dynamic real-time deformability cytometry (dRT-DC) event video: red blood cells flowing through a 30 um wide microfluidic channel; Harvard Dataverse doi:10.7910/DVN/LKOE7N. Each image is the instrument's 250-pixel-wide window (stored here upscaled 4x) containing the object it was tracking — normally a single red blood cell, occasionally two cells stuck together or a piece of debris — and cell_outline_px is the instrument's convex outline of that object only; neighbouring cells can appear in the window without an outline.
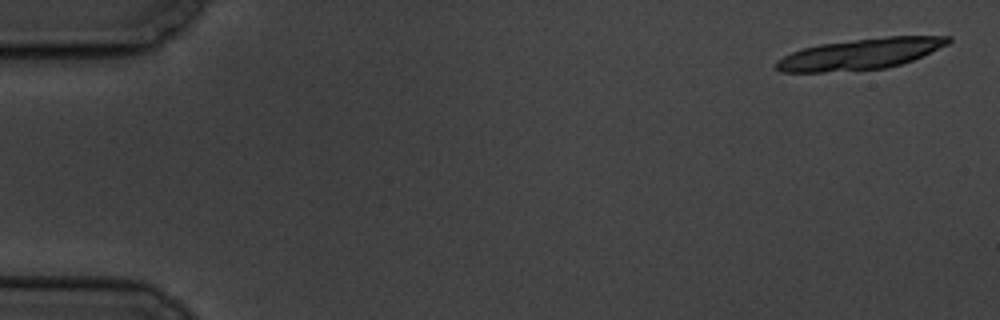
{"species": "common noctule bat (a hibernating species)", "species_latin": "Nyctalus noctula", "temperature_condition": "cold", "stored_images_in_passage": 6, "camera_frame_rate_fps": 3000, "um_per_image_px": 0.085, "animal": {"sex": "male", "body_mass_g": 19.5, "forearm_length_mm": 54.6}, "frame": {"image": 1, "passage_image": 1, "time_ms": 0.0, "image_size_px": [1000, 320], "cell_outline_px": [[952, 40], [948, 44], [912, 60], [900, 64], [884, 68], [824, 72], [780, 72], [776, 68], [776, 60], [792, 52], [804, 48], [820, 44], [888, 36], [952, 36]], "centroid_in_image_um": [73.13, 4.58], "position_along_channel_um": 11.9, "area_um2": 30.58}}
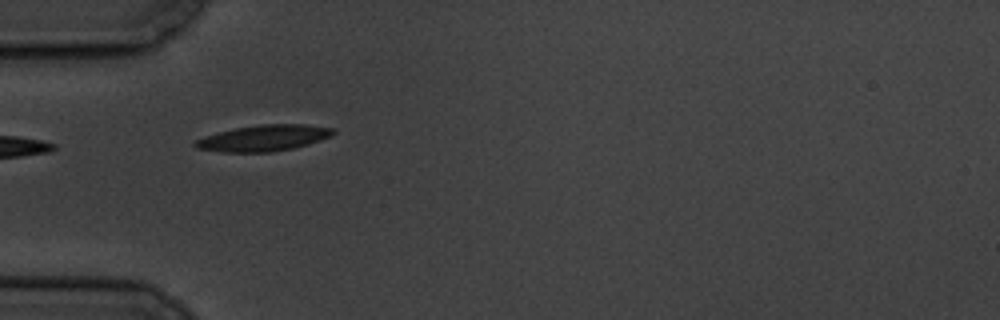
{"frame": {"image": 2, "passage_image": 6, "time_ms": 5.667, "image_size_px": [1000, 320], "cell_outline_px": [[336, 132], [332, 136], [308, 144], [292, 148], [272, 152], [224, 152], [196, 148], [192, 144], [196, 140], [204, 136], [236, 128], [260, 124], [304, 124], [336, 128]], "centroid_in_image_um": [22.45, 11.73], "position_along_channel_um": 62.6, "area_um2": 20.98}}